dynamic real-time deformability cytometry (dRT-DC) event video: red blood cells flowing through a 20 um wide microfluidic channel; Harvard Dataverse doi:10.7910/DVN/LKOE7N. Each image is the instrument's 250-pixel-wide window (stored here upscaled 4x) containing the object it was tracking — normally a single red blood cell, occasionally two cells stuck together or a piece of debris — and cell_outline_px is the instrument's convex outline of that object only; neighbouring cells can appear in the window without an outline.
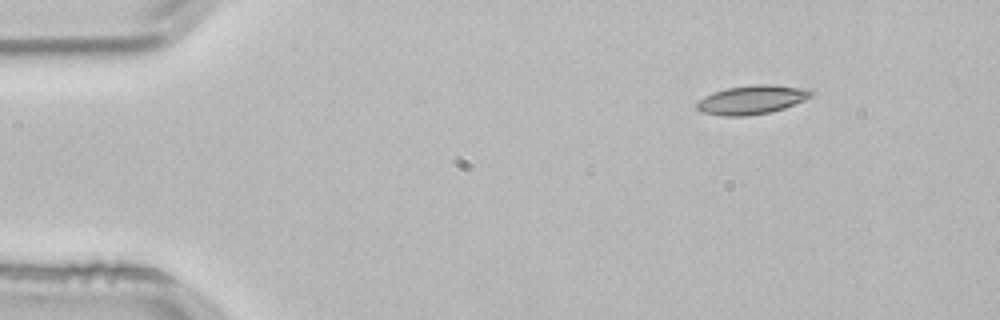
{"species": "common noctule bat (a hibernating species)", "species_latin": "Nyctalus noctula", "temperature_condition": "room temperature", "stored_images_in_passage": 3, "camera_frame_rate_fps": 3000, "um_per_image_px": 0.085, "animal": {"sex": "male", "body_mass_g": 21.5, "forearm_length_mm": 52.0}, "frame": {"image": 1, "passage_image": 1, "time_ms": 0.0, "image_size_px": [1000, 320], "cell_outline_px": [[816, 92], [812, 96], [804, 100], [784, 108], [768, 112], [744, 116], [724, 116], [700, 112], [696, 108], [696, 100], [712, 92], [728, 88], [752, 84], [772, 84], [808, 88]], "centroid_in_image_um": [63.9, 8.46], "position_along_channel_um": 21.1, "area_um2": 19.48}}
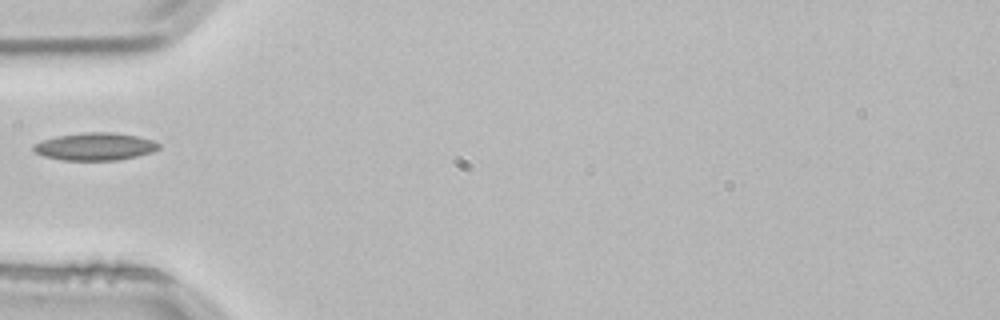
{"frame": {"image": 2, "passage_image": 3, "time_ms": 0.667, "image_size_px": [1000, 320], "cell_outline_px": [[160, 148], [152, 152], [136, 156], [116, 160], [64, 160], [44, 156], [36, 152], [32, 148], [32, 144], [56, 136], [84, 132], [112, 132], [136, 136], [152, 140], [160, 144]], "centroid_in_image_um": [8.07, 12.45], "position_along_channel_um": 76.9, "area_um2": 20.0}}